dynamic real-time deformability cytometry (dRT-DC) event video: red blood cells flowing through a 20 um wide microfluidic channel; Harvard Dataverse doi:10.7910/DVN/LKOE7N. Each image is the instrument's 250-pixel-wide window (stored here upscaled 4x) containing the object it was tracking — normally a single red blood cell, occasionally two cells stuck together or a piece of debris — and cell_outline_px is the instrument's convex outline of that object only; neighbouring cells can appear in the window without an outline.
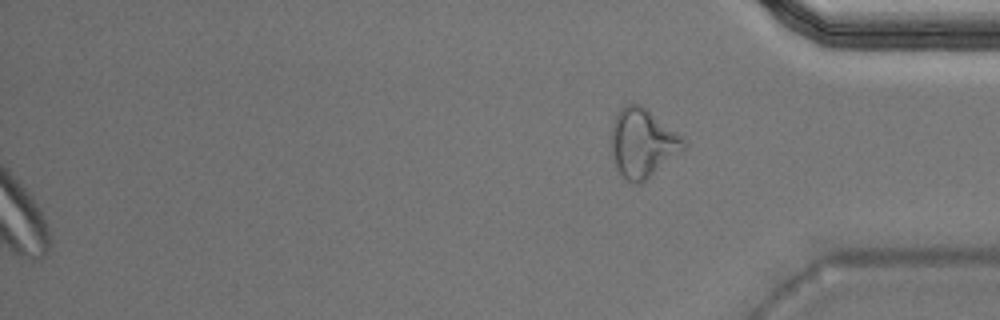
{"species": "Egyptian fruit bat (a non-hibernating species)", "species_latin": "Rousettus aegyptiacus", "temperature_condition": "warm", "stored_images_in_passage": 37, "camera_frame_rate_fps": 3000, "um_per_image_px": 0.085, "animal": {"sex": "male"}, "frame": {"image": 1, "passage_image": 37, "time_ms": 12.0, "image_size_px": [1000, 320], "cell_outline_px": [[688, 144], [684, 148], [640, 184], [632, 184], [616, 168], [608, 144], [612, 124], [620, 108], [624, 104], [632, 100], [640, 104], [680, 136]], "centroid_in_image_um": [54.53, 12.13], "position_along_channel_um": 380.7, "area_um2": 28.78}, "authors_computed_cell_mechanics": {"area_um2": 21.964, "velocity_mm_per_s": 3.946, "shape_relaxation_time_tau1_ms": 7.6131, "shape_relaxation_time_tau2_ms": 8.3646, "deformation_change_tau1": 0.1588, "deformation_change_tau2": 0.1853}}